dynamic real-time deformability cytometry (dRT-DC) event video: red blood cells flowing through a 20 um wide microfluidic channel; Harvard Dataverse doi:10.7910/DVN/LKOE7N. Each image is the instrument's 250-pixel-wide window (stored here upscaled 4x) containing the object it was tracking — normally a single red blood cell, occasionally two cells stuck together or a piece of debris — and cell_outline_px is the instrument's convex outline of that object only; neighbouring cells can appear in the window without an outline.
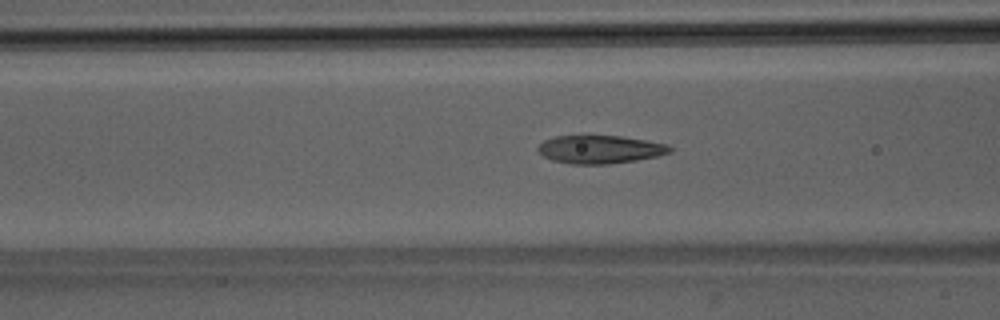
{"species": "Egyptian fruit bat (a non-hibernating species)", "species_latin": "Rousettus aegyptiacus", "temperature_condition": "room temperature", "stored_images_in_passage": 40, "camera_frame_rate_fps": 3000, "um_per_image_px": 0.085, "animal": {"sex": "male"}, "frame": {"image": 1, "passage_image": 10, "time_ms": 3.0, "image_size_px": [1000, 320], "cell_outline_px": [[672, 152], [656, 156], [636, 160], [608, 164], [572, 164], [552, 160], [544, 156], [536, 148], [544, 140], [556, 136], [620, 136], [668, 144], [672, 148]], "centroid_in_image_um": [51.0, 12.7], "position_along_channel_um": 115.6, "area_um2": 21.44}}
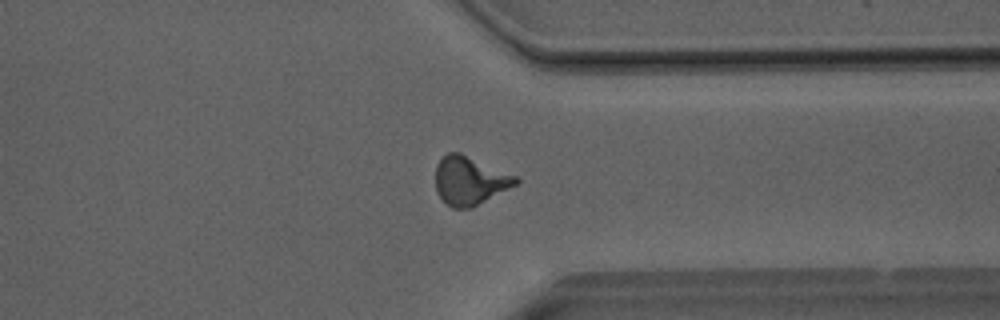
{"frame": {"image": 2, "passage_image": 29, "time_ms": 9.333, "image_size_px": [1000, 320], "cell_outline_px": [[520, 180], [516, 184], [472, 208], [452, 208], [436, 192], [436, 164], [448, 152], [460, 152], [516, 176]], "centroid_in_image_um": [39.91, 15.35], "position_along_channel_um": 371.5, "area_um2": 22.37}}
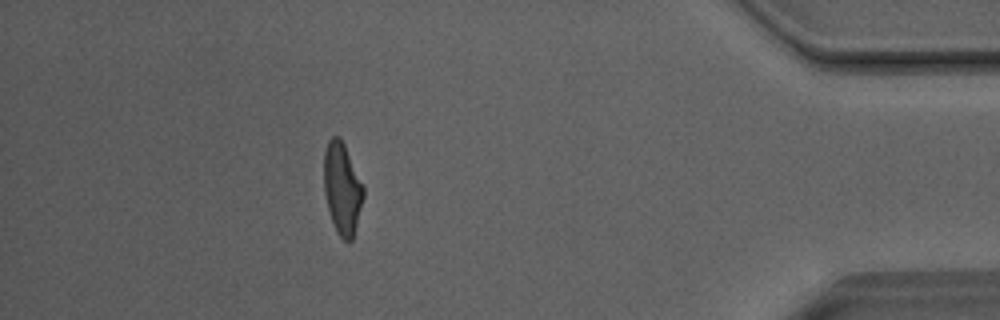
{"frame": {"image": 3, "passage_image": 35, "time_ms": 11.333, "image_size_px": [1000, 320], "cell_outline_px": [[364, 196], [352, 240], [348, 244], [336, 232], [328, 208], [324, 192], [324, 152], [328, 140], [332, 136], [340, 136], [364, 184]], "centroid_in_image_um": [29.09, 16.0], "position_along_channel_um": 406.1, "area_um2": 21.21}, "authors_computed_cell_mechanics": {"area_um2": 21.3571, "velocity_mm_per_s": 4.0728, "shape_relaxation_time_tau1_ms": 4.2612, "shape_relaxation_time_tau2_ms": 0.9508, "deformation_change_tau1": 0.1691, "deformation_change_tau2": 0.0766}}